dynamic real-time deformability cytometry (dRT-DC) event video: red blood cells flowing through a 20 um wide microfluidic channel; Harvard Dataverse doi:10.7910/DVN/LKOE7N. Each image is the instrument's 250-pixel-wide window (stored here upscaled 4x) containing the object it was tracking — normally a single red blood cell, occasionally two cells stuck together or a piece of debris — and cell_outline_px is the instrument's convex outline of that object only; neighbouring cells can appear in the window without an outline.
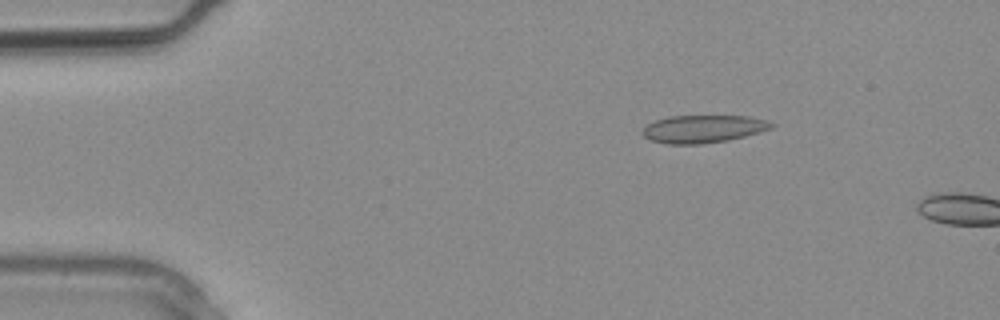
{"species": "common noctule bat (a hibernating species)", "species_latin": "Nyctalus noctula", "temperature_condition": "warm", "stored_images_in_passage": 5, "camera_frame_rate_fps": 3000, "um_per_image_px": 0.085, "animal": {"sex": "male", "body_mass_g": 20.4}, "frame": {"image": 1, "passage_image": 3, "time_ms": 0.667, "image_size_px": [1000, 320], "cell_outline_px": [[776, 124], [772, 128], [760, 132], [728, 140], [704, 144], [664, 144], [652, 140], [644, 136], [640, 132], [648, 124], [656, 120], [668, 116], [748, 116], [768, 120]], "centroid_in_image_um": [59.79, 10.96], "position_along_channel_um": 25.2, "area_um2": 20.92}}